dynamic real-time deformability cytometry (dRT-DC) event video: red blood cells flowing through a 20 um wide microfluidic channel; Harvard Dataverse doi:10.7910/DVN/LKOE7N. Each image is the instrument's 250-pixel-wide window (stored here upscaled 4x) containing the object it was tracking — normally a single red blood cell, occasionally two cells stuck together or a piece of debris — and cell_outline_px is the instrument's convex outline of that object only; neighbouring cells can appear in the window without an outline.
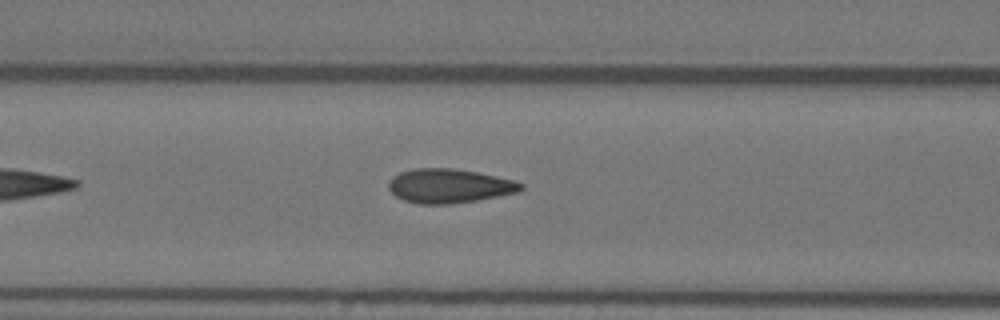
{"species": "Egyptian fruit bat (a non-hibernating species)", "species_latin": "Rousettus aegyptiacus", "temperature_condition": "warm", "stored_images_in_passage": 24, "camera_frame_rate_fps": 3000, "um_per_image_px": 0.085, "animal": {"sex": "female"}, "frame": {"image": 1, "passage_image": 7, "time_ms": 2.0, "image_size_px": [1000, 320], "cell_outline_px": [[524, 188], [516, 192], [476, 200], [448, 204], [420, 204], [404, 200], [396, 196], [388, 188], [388, 184], [392, 176], [400, 172], [416, 168], [452, 168], [476, 172], [516, 180], [524, 184]], "centroid_in_image_um": [38.17, 15.79], "position_along_channel_um": 128.4, "area_um2": 26.18}}
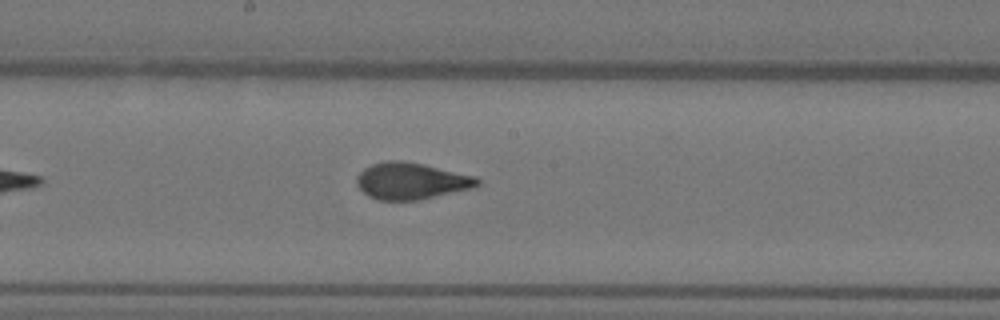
{"frame": {"image": 2, "passage_image": 14, "time_ms": 4.333, "image_size_px": [1000, 320], "cell_outline_px": [[480, 184], [472, 188], [420, 200], [380, 200], [368, 196], [356, 184], [356, 176], [364, 168], [372, 164], [388, 160], [400, 160], [424, 164], [476, 176], [480, 180]], "centroid_in_image_um": [34.95, 15.38], "position_along_channel_um": 213.2, "area_um2": 25.84}}
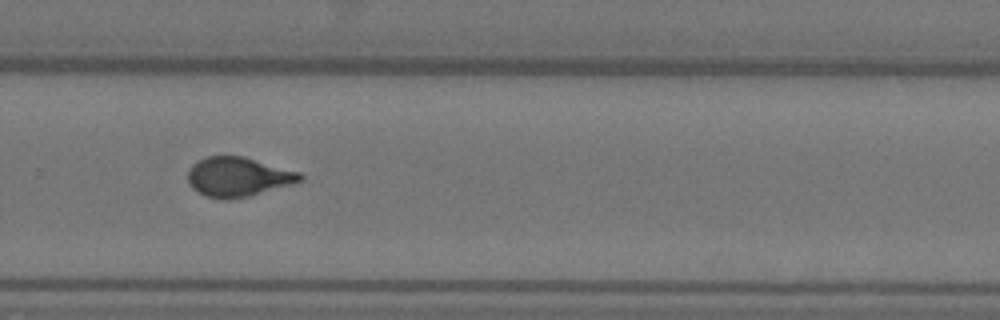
{"frame": {"image": 3, "passage_image": 22, "time_ms": 7.0, "image_size_px": [1000, 320], "cell_outline_px": [[304, 180], [292, 184], [248, 196], [228, 200], [220, 200], [208, 196], [192, 188], [188, 180], [188, 168], [196, 160], [208, 156], [244, 156], [300, 172], [304, 176]], "centroid_in_image_um": [20.24, 15.02], "position_along_channel_um": 309.6, "area_um2": 25.89}}